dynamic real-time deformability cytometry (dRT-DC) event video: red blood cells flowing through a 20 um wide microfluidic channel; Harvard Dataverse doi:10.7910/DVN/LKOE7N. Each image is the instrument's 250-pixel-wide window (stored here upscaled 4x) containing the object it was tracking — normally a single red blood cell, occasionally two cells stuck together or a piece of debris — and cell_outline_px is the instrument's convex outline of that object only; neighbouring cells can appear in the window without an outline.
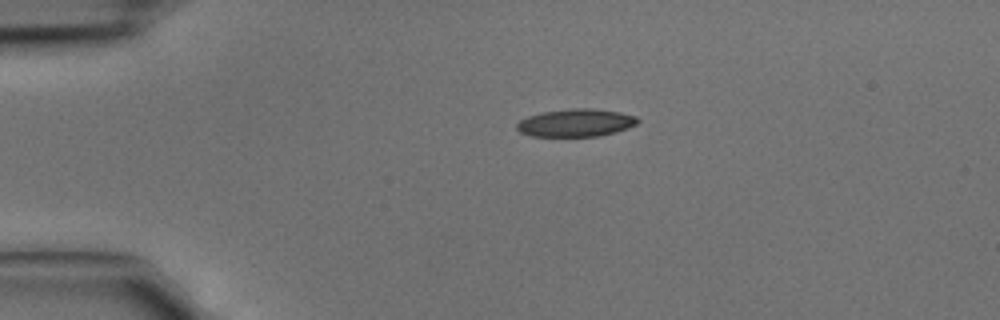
{"species": "common noctule bat (a hibernating species)", "species_latin": "Nyctalus noctula", "temperature_condition": "cold", "stored_images_in_passage": 1, "camera_frame_rate_fps": 3000, "um_per_image_px": 0.085, "animal": {"sex": "male", "body_mass_g": 15.6}, "frame": {"image": 1, "passage_image": 1, "time_ms": 0.0, "image_size_px": [1000, 320], "cell_outline_px": [[640, 120], [636, 124], [628, 128], [616, 132], [600, 136], [532, 136], [520, 132], [516, 128], [516, 124], [520, 120], [528, 116], [544, 112], [576, 108], [588, 108], [620, 112], [636, 116]], "centroid_in_image_um": [48.97, 10.44], "position_along_channel_um": 36.0, "area_um2": 19.42}}